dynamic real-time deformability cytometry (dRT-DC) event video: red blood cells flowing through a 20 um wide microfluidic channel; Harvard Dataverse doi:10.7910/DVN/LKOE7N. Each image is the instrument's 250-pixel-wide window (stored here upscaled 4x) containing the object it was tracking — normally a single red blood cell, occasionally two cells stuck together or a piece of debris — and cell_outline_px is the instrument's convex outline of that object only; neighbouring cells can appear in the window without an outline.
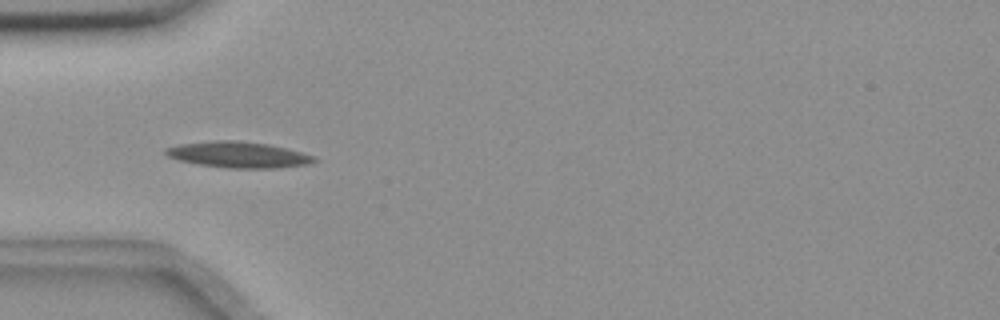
{"species": "common noctule bat (a hibernating species)", "species_latin": "Nyctalus noctula", "temperature_condition": "room temperature", "stored_images_in_passage": 50, "camera_frame_rate_fps": 3000, "um_per_image_px": 0.085, "animal": {"sex": "female", "body_mass_g": 18.4}, "frame": {"image": 1, "passage_image": 17, "time_ms": 5.333, "image_size_px": [1000, 320], "cell_outline_px": [[316, 160], [308, 164], [276, 168], [228, 168], [200, 164], [180, 160], [168, 156], [164, 152], [164, 148], [180, 144], [212, 140], [236, 140], [268, 144], [316, 156]], "centroid_in_image_um": [20.24, 13.14], "position_along_channel_um": 64.8, "area_um2": 22.31}}
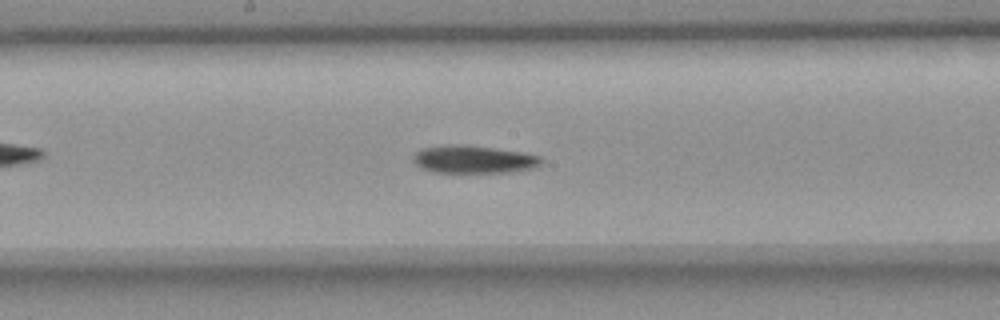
{"frame": {"image": 2, "passage_image": 29, "time_ms": 9.333, "image_size_px": [1000, 320], "cell_outline_px": [[544, 160], [536, 168], [512, 172], [432, 172], [420, 168], [412, 160], [412, 156], [420, 148], [448, 144], [464, 144], [520, 152], [540, 156]], "centroid_in_image_um": [40.23, 13.54], "position_along_channel_um": 208.0, "area_um2": 20.92}}
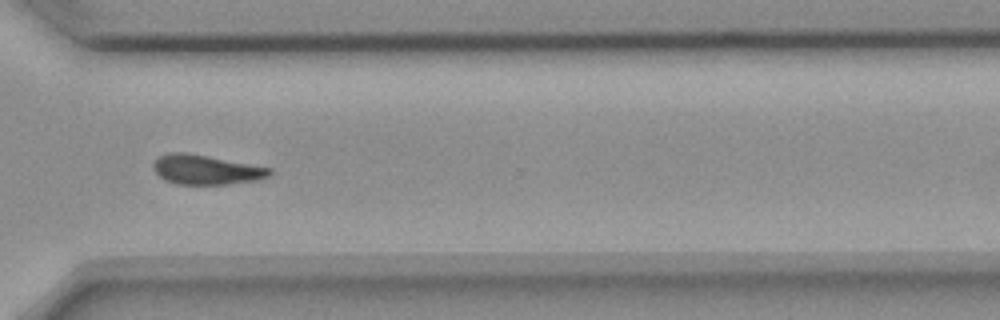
{"frame": {"image": 3, "passage_image": 41, "time_ms": 13.333, "image_size_px": [1000, 320], "cell_outline_px": [[272, 172], [268, 176], [256, 180], [228, 184], [176, 184], [164, 180], [152, 168], [152, 164], [160, 156], [168, 152], [184, 152], [272, 168]], "centroid_in_image_um": [17.48, 14.43], "position_along_channel_um": 353.1, "area_um2": 19.83}, "authors_computed_cell_mechanics": {"area_um2": 20.4901, "velocity_mm_per_s": 3.6105, "shape_relaxation_time_tau1_ms": 7.44, "shape_relaxation_time_tau2_ms": null, "deformation_change_tau1": 0.172, "deformation_change_tau2": null}}